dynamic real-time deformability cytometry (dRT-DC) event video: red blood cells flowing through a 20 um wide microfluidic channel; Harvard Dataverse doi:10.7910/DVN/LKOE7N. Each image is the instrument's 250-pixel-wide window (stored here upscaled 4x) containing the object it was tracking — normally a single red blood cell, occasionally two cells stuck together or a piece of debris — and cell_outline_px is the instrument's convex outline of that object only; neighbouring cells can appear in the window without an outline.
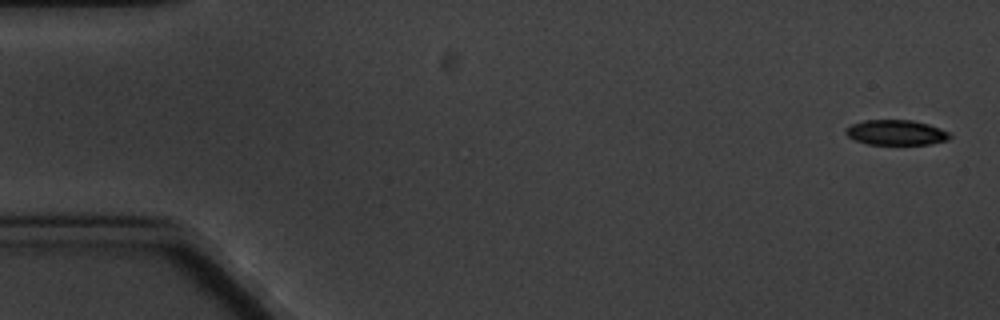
{"species": "common noctule bat (a hibernating species)", "species_latin": "Nyctalus noctula", "temperature_condition": "cold", "stored_images_in_passage": 5, "camera_frame_rate_fps": 3000, "um_per_image_px": 0.085, "animal": {"sex": "male", "body_mass_g": 20.1, "forearm_length_mm": 53.5}, "frame": {"image": 1, "passage_image": 1, "time_ms": 0.0, "image_size_px": [1000, 320], "cell_outline_px": [[952, 136], [948, 140], [928, 144], [868, 144], [856, 140], [848, 136], [844, 132], [844, 128], [852, 124], [864, 120], [912, 120], [928, 124], [940, 128], [948, 132]], "centroid_in_image_um": [76.15, 11.26], "position_along_channel_um": 8.8, "area_um2": 15.2}}